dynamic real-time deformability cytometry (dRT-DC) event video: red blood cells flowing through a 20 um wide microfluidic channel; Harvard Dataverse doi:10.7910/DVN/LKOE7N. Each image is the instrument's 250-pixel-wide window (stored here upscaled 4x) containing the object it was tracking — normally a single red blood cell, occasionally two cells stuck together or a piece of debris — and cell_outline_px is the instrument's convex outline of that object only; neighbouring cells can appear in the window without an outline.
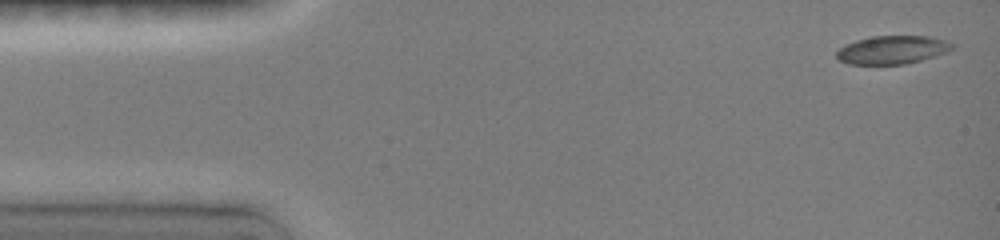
{"species": "common noctule bat (a hibernating species)", "species_latin": "Nyctalus noctula", "temperature_condition": "room temperature", "stored_images_in_passage": 4, "camera_frame_rate_fps": 3000, "um_per_image_px": 0.085, "animal": {"sex": "female", "body_mass_g": 19.0, "forearm_length_mm": 51.5}, "frame": {"image": 1, "passage_image": 1, "time_ms": 0.0, "image_size_px": [1000, 240], "cell_outline_px": [[956, 44], [952, 48], [936, 56], [904, 64], [848, 64], [840, 60], [836, 56], [836, 52], [844, 44], [856, 40], [872, 36], [932, 36], [948, 40]], "centroid_in_image_um": [75.86, 4.22], "position_along_channel_um": 9.1, "area_um2": 19.13}}
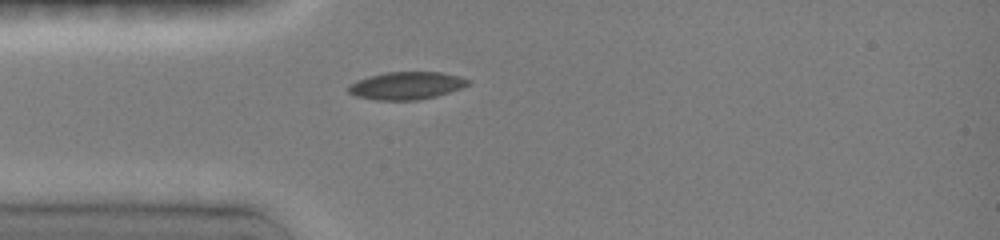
{"frame": {"image": 2, "passage_image": 4, "time_ms": 3.667, "image_size_px": [1000, 240], "cell_outline_px": [[468, 84], [460, 88], [436, 96], [416, 100], [376, 100], [356, 96], [348, 92], [348, 88], [352, 84], [360, 80], [372, 76], [388, 72], [440, 72], [456, 76], [468, 80]], "centroid_in_image_um": [34.53, 7.29], "position_along_channel_um": 50.5, "area_um2": 18.67}}